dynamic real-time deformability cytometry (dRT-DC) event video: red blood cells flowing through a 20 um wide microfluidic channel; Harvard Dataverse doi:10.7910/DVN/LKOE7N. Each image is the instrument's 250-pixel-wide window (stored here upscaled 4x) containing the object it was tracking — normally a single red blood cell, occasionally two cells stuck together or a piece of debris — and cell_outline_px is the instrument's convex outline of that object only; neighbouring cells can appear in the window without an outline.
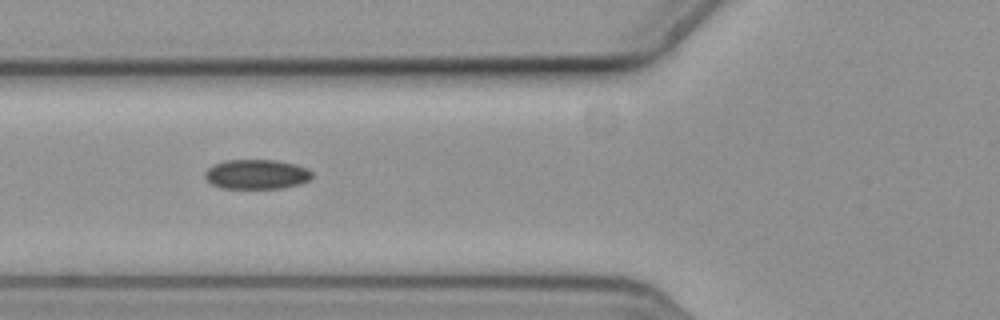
{"species": "common noctule bat (a hibernating species)", "species_latin": "Nyctalus noctula", "temperature_condition": "cold", "stored_images_in_passage": 9, "camera_frame_rate_fps": 3000, "um_per_image_px": 0.085, "animal": {"sex": "female", "body_mass_g": 19.3, "forearm_length_mm": 54.1}, "frame": {"image": 1, "passage_image": 6, "time_ms": 1.667, "image_size_px": [1000, 320], "cell_outline_px": [[312, 176], [308, 180], [300, 184], [284, 188], [220, 188], [212, 184], [204, 176], [204, 172], [212, 164], [224, 160], [276, 160], [296, 164], [308, 168], [312, 172]], "centroid_in_image_um": [21.8, 14.81], "position_along_channel_um": 104.0, "area_um2": 18.67}}
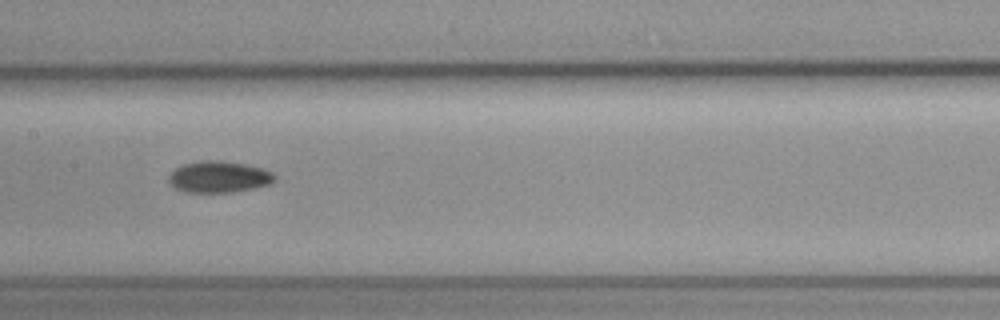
{"frame": {"image": 2, "passage_image": 8, "time_ms": 2.333, "image_size_px": [1000, 320], "cell_outline_px": [[276, 180], [272, 184], [232, 192], [188, 192], [176, 188], [168, 180], [168, 176], [176, 168], [184, 164], [200, 160], [224, 160], [244, 164], [260, 168], [272, 172], [276, 176]], "centroid_in_image_um": [18.63, 15.02], "position_along_channel_um": 188.8, "area_um2": 19.36}}
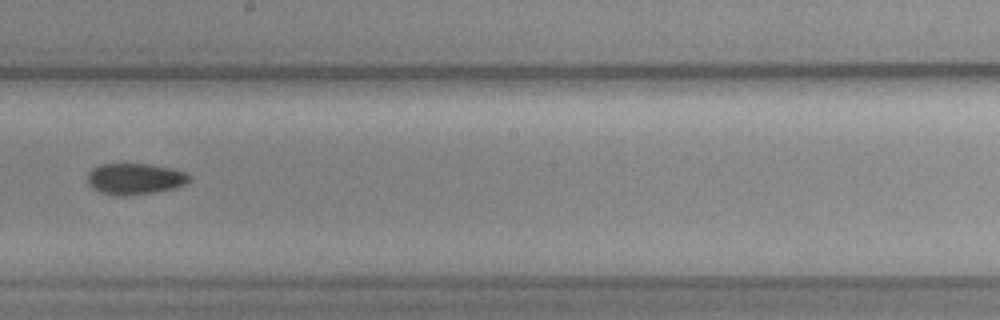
{"frame": {"image": 3, "passage_image": 9, "time_ms": 2.667, "image_size_px": [1000, 320], "cell_outline_px": [[192, 180], [176, 188], [128, 196], [116, 196], [100, 192], [92, 188], [88, 184], [88, 172], [92, 168], [100, 164], [152, 164], [172, 168], [184, 172]], "centroid_in_image_um": [11.45, 15.2], "position_along_channel_um": 236.8, "area_um2": 18.61}}